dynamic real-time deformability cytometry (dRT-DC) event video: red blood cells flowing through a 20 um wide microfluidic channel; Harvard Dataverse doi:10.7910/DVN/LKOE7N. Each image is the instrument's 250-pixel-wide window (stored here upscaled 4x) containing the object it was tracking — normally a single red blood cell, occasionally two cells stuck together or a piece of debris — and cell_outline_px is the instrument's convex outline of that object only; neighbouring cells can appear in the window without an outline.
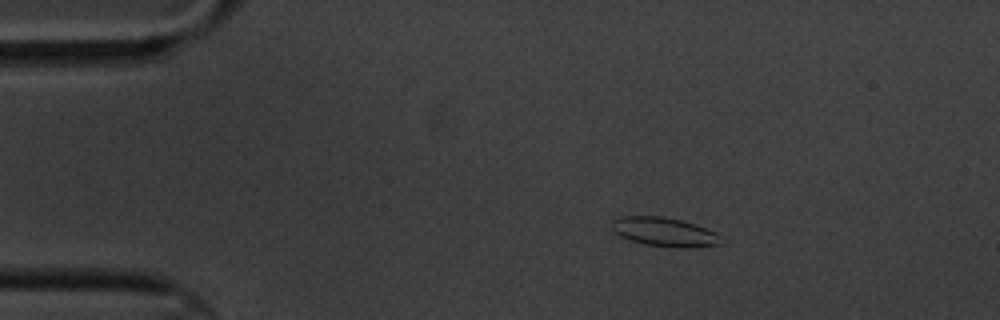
{"species": "common noctule bat (a hibernating species)", "species_latin": "Nyctalus noctula", "temperature_condition": "cold", "stored_images_in_passage": 4, "camera_frame_rate_fps": 3000, "um_per_image_px": 0.085, "animal": {"sex": "male", "body_mass_g": 20.1, "forearm_length_mm": 53.5}, "frame": {"image": 1, "passage_image": 2, "time_ms": 1.333, "image_size_px": [1000, 320], "cell_outline_px": [[720, 244], [684, 248], [680, 248], [644, 244], [620, 236], [612, 232], [612, 220], [620, 216], [660, 216], [680, 220], [696, 224], [716, 232]], "centroid_in_image_um": [56.41, 19.7], "position_along_channel_um": 28.6, "area_um2": 18.26}}